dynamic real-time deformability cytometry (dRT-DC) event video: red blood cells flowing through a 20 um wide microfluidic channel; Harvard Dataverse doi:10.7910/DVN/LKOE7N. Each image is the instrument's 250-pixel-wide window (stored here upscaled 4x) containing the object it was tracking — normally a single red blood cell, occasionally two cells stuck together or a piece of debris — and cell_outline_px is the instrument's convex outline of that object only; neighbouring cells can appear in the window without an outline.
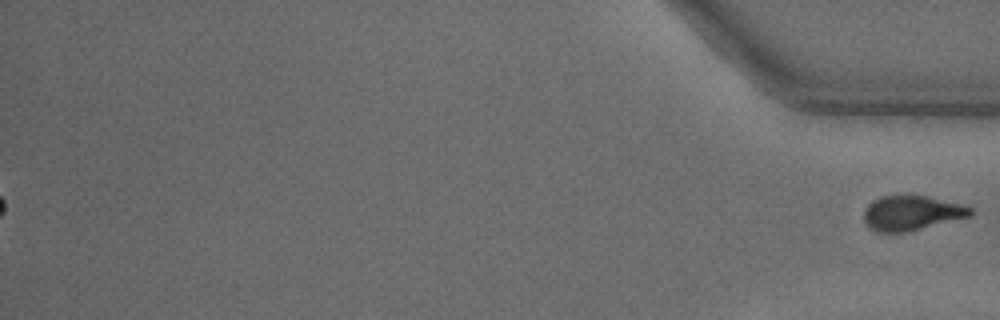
{"species": "common noctule bat (a hibernating species)", "species_latin": "Nyctalus noctula", "temperature_condition": "warm", "stored_images_in_passage": 31, "segment_of_instrument_passage": [2, 2], "camera_frame_rate_fps": 3000, "um_per_image_px": 0.085, "animal": {"sex": "male", "body_mass_g": 18.8}, "frame": {"image": 1, "passage_image": 31, "time_ms": 10.0, "image_size_px": [1000, 320], "cell_outline_px": [[972, 216], [904, 232], [880, 232], [872, 228], [864, 220], [864, 208], [872, 200], [880, 196], [924, 196], [972, 208]], "centroid_in_image_um": [77.44, 18.11], "position_along_channel_um": 357.8, "area_um2": 20.92}}